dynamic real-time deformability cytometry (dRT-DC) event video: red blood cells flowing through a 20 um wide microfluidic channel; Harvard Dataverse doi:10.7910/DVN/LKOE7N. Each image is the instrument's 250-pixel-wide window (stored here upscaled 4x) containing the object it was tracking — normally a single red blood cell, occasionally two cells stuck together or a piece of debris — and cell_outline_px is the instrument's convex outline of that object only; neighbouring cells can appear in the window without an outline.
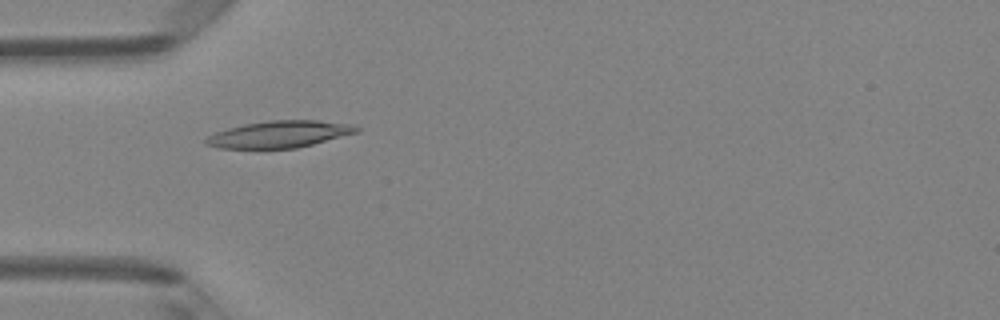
{"species": "Egyptian fruit bat (a non-hibernating species)", "species_latin": "Rousettus aegyptiacus", "temperature_condition": "room temperature", "stored_images_in_passage": 6, "camera_frame_rate_fps": 3000, "um_per_image_px": 0.085, "animal": {"sex": "female"}, "frame": {"image": 1, "passage_image": 4, "time_ms": 1.0, "image_size_px": [1000, 320], "cell_outline_px": [[360, 132], [296, 148], [220, 148], [204, 144], [204, 140], [208, 136], [216, 132], [228, 128], [244, 124], [268, 120], [316, 120], [352, 124], [360, 128]], "centroid_in_image_um": [23.76, 11.4], "position_along_channel_um": 61.2, "area_um2": 23.52}}
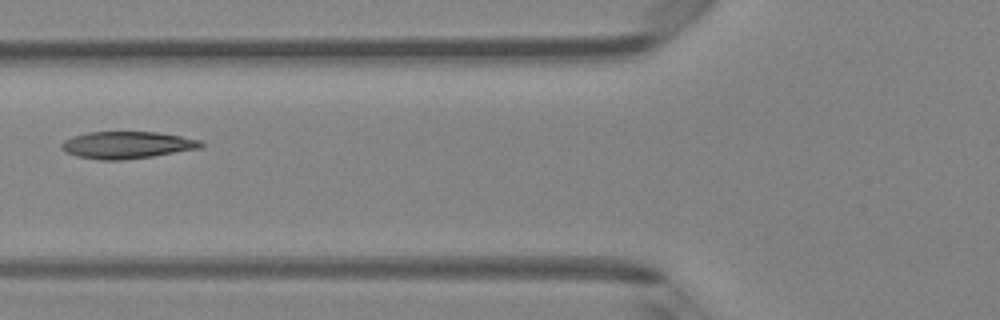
{"frame": {"image": 2, "passage_image": 5, "time_ms": 1.333, "image_size_px": [1000, 320], "cell_outline_px": [[204, 144], [200, 148], [152, 156], [120, 160], [100, 160], [76, 156], [60, 148], [60, 144], [64, 140], [72, 136], [88, 132], [156, 132], [180, 136], [200, 140]], "centroid_in_image_um": [10.76, 12.32], "position_along_channel_um": 115.0, "area_um2": 21.85}}
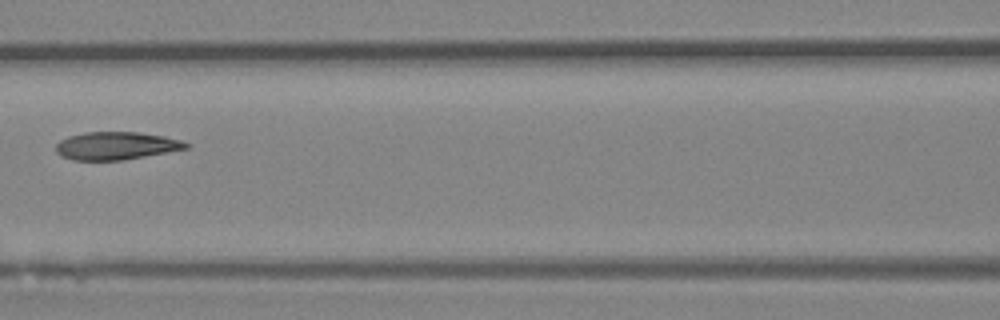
{"frame": {"image": 3, "passage_image": 6, "time_ms": 1.667, "image_size_px": [1000, 320], "cell_outline_px": [[192, 144], [188, 148], [144, 156], [120, 160], [72, 160], [60, 156], [56, 152], [56, 144], [60, 140], [68, 136], [84, 132], [140, 132], [164, 136], [180, 140]], "centroid_in_image_um": [9.85, 12.38], "position_along_channel_um": 156.8, "area_um2": 21.1}}